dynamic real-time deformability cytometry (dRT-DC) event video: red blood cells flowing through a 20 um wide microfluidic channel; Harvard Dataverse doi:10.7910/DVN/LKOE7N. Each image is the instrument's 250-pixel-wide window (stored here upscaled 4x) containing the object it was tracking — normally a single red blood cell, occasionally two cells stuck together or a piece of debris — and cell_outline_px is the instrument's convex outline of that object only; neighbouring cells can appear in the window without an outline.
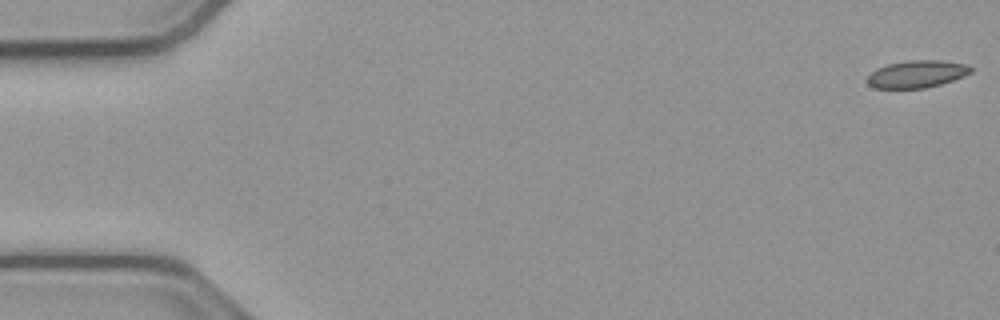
{"species": "common noctule bat (a hibernating species)", "species_latin": "Nyctalus noctula", "temperature_condition": "cold", "stored_images_in_passage": 54, "camera_frame_rate_fps": 3000, "um_per_image_px": 0.085, "animal": {"sex": "male", "body_mass_g": 23.1, "forearm_length_mm": 52.7}, "frame": {"image": 1, "passage_image": 1, "time_ms": 0.0, "image_size_px": [1000, 320], "cell_outline_px": [[972, 72], [964, 76], [940, 84], [924, 88], [876, 88], [868, 84], [868, 76], [876, 68], [888, 64], [908, 60], [940, 60], [964, 64], [972, 68]], "centroid_in_image_um": [77.93, 6.29], "position_along_channel_um": 7.1, "area_um2": 16.3}}
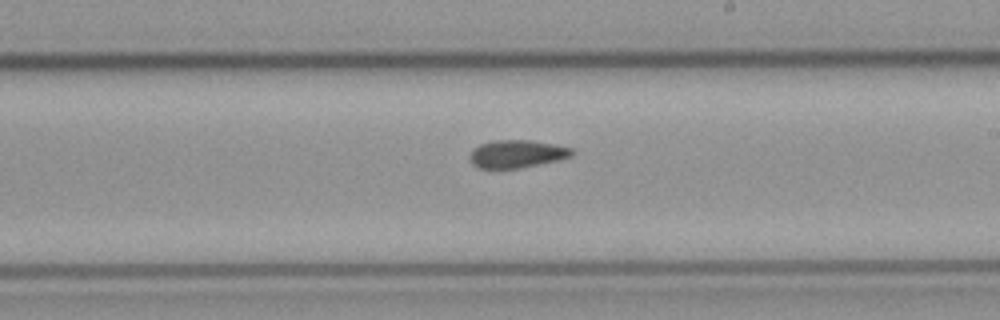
{"frame": {"image": 2, "passage_image": 31, "time_ms": 10.0, "image_size_px": [1000, 320], "cell_outline_px": [[572, 156], [556, 160], [520, 168], [480, 168], [472, 164], [468, 156], [472, 148], [480, 144], [492, 140], [532, 140], [556, 144], [572, 148]], "centroid_in_image_um": [43.89, 13.06], "position_along_channel_um": 245.1, "area_um2": 16.59}}
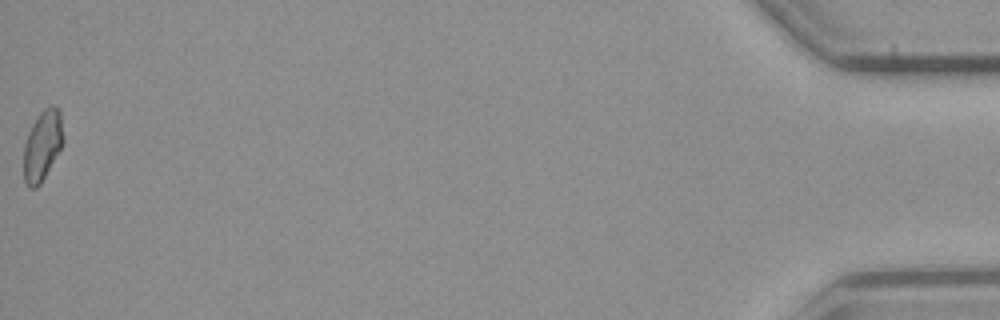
{"frame": {"image": 3, "passage_image": 54, "time_ms": 17.667, "image_size_px": [1000, 320], "cell_outline_px": [[64, 140], [60, 148], [40, 184], [36, 188], [28, 188], [24, 180], [24, 144], [28, 132], [32, 124], [40, 112], [44, 108], [52, 104], [60, 112]], "centroid_in_image_um": [3.59, 12.35], "position_along_channel_um": 431.6, "area_um2": 16.01}, "authors_computed_cell_mechanics": {"area_um2": 16.5886, "velocity_mm_per_s": 3.828, "shape_relaxation_time_tau1_ms": null, "shape_relaxation_time_tau2_ms": 6.316, "deformation_change_tau1": null, "deformation_change_tau2": 0.1212}}